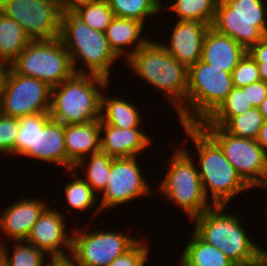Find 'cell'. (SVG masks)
Masks as SVG:
<instances>
[{
    "label": "cell",
    "mask_w": 267,
    "mask_h": 266,
    "mask_svg": "<svg viewBox=\"0 0 267 266\" xmlns=\"http://www.w3.org/2000/svg\"><path fill=\"white\" fill-rule=\"evenodd\" d=\"M251 108L253 106L248 101L247 90L233 87L220 105L198 125L224 127L233 117L242 115Z\"/></svg>",
    "instance_id": "cell-26"
},
{
    "label": "cell",
    "mask_w": 267,
    "mask_h": 266,
    "mask_svg": "<svg viewBox=\"0 0 267 266\" xmlns=\"http://www.w3.org/2000/svg\"><path fill=\"white\" fill-rule=\"evenodd\" d=\"M112 159L110 155L100 150L82 158L74 165L73 169L75 171L84 170L86 178L82 176L83 179L97 194H101L107 187Z\"/></svg>",
    "instance_id": "cell-27"
},
{
    "label": "cell",
    "mask_w": 267,
    "mask_h": 266,
    "mask_svg": "<svg viewBox=\"0 0 267 266\" xmlns=\"http://www.w3.org/2000/svg\"><path fill=\"white\" fill-rule=\"evenodd\" d=\"M254 188H259V189L264 188V190L266 189L267 191V166L265 171L263 172L260 182Z\"/></svg>",
    "instance_id": "cell-42"
},
{
    "label": "cell",
    "mask_w": 267,
    "mask_h": 266,
    "mask_svg": "<svg viewBox=\"0 0 267 266\" xmlns=\"http://www.w3.org/2000/svg\"><path fill=\"white\" fill-rule=\"evenodd\" d=\"M184 246L180 266H236L220 249L203 241L194 231Z\"/></svg>",
    "instance_id": "cell-24"
},
{
    "label": "cell",
    "mask_w": 267,
    "mask_h": 266,
    "mask_svg": "<svg viewBox=\"0 0 267 266\" xmlns=\"http://www.w3.org/2000/svg\"><path fill=\"white\" fill-rule=\"evenodd\" d=\"M67 218L69 217L63 211L48 206L33 225L25 241L50 258H69L73 230L68 232L65 224Z\"/></svg>",
    "instance_id": "cell-16"
},
{
    "label": "cell",
    "mask_w": 267,
    "mask_h": 266,
    "mask_svg": "<svg viewBox=\"0 0 267 266\" xmlns=\"http://www.w3.org/2000/svg\"><path fill=\"white\" fill-rule=\"evenodd\" d=\"M247 53L257 63L260 79L267 83V36L265 35L256 45L251 46Z\"/></svg>",
    "instance_id": "cell-37"
},
{
    "label": "cell",
    "mask_w": 267,
    "mask_h": 266,
    "mask_svg": "<svg viewBox=\"0 0 267 266\" xmlns=\"http://www.w3.org/2000/svg\"><path fill=\"white\" fill-rule=\"evenodd\" d=\"M43 199L21 198L10 204L0 216V231L10 240H26L33 225L49 206Z\"/></svg>",
    "instance_id": "cell-18"
},
{
    "label": "cell",
    "mask_w": 267,
    "mask_h": 266,
    "mask_svg": "<svg viewBox=\"0 0 267 266\" xmlns=\"http://www.w3.org/2000/svg\"><path fill=\"white\" fill-rule=\"evenodd\" d=\"M264 121L258 108L253 107L242 115L233 117L223 128L233 136L256 140Z\"/></svg>",
    "instance_id": "cell-33"
},
{
    "label": "cell",
    "mask_w": 267,
    "mask_h": 266,
    "mask_svg": "<svg viewBox=\"0 0 267 266\" xmlns=\"http://www.w3.org/2000/svg\"><path fill=\"white\" fill-rule=\"evenodd\" d=\"M2 70H3V67L0 66V76H1Z\"/></svg>",
    "instance_id": "cell-46"
},
{
    "label": "cell",
    "mask_w": 267,
    "mask_h": 266,
    "mask_svg": "<svg viewBox=\"0 0 267 266\" xmlns=\"http://www.w3.org/2000/svg\"><path fill=\"white\" fill-rule=\"evenodd\" d=\"M231 73L199 60L188 67L185 124L205 120L232 91Z\"/></svg>",
    "instance_id": "cell-8"
},
{
    "label": "cell",
    "mask_w": 267,
    "mask_h": 266,
    "mask_svg": "<svg viewBox=\"0 0 267 266\" xmlns=\"http://www.w3.org/2000/svg\"><path fill=\"white\" fill-rule=\"evenodd\" d=\"M247 50L235 39L210 27L203 43L201 61L227 73H232Z\"/></svg>",
    "instance_id": "cell-20"
},
{
    "label": "cell",
    "mask_w": 267,
    "mask_h": 266,
    "mask_svg": "<svg viewBox=\"0 0 267 266\" xmlns=\"http://www.w3.org/2000/svg\"><path fill=\"white\" fill-rule=\"evenodd\" d=\"M170 42H159L176 60L187 68L201 60L205 36L211 25L200 21H177Z\"/></svg>",
    "instance_id": "cell-17"
},
{
    "label": "cell",
    "mask_w": 267,
    "mask_h": 266,
    "mask_svg": "<svg viewBox=\"0 0 267 266\" xmlns=\"http://www.w3.org/2000/svg\"><path fill=\"white\" fill-rule=\"evenodd\" d=\"M103 90L101 96L100 124H109L122 129L140 128L143 117L141 110L132 103L117 96L111 97Z\"/></svg>",
    "instance_id": "cell-23"
},
{
    "label": "cell",
    "mask_w": 267,
    "mask_h": 266,
    "mask_svg": "<svg viewBox=\"0 0 267 266\" xmlns=\"http://www.w3.org/2000/svg\"><path fill=\"white\" fill-rule=\"evenodd\" d=\"M59 38L70 54L75 73L90 74L111 81V67L118 57L111 50L103 32L92 29L69 8H63Z\"/></svg>",
    "instance_id": "cell-3"
},
{
    "label": "cell",
    "mask_w": 267,
    "mask_h": 266,
    "mask_svg": "<svg viewBox=\"0 0 267 266\" xmlns=\"http://www.w3.org/2000/svg\"><path fill=\"white\" fill-rule=\"evenodd\" d=\"M64 138L67 151V171L82 158L99 152L100 120L84 124L64 125Z\"/></svg>",
    "instance_id": "cell-22"
},
{
    "label": "cell",
    "mask_w": 267,
    "mask_h": 266,
    "mask_svg": "<svg viewBox=\"0 0 267 266\" xmlns=\"http://www.w3.org/2000/svg\"><path fill=\"white\" fill-rule=\"evenodd\" d=\"M211 27L248 50L267 33V3L264 0H219Z\"/></svg>",
    "instance_id": "cell-9"
},
{
    "label": "cell",
    "mask_w": 267,
    "mask_h": 266,
    "mask_svg": "<svg viewBox=\"0 0 267 266\" xmlns=\"http://www.w3.org/2000/svg\"><path fill=\"white\" fill-rule=\"evenodd\" d=\"M256 141L267 153V121H264Z\"/></svg>",
    "instance_id": "cell-40"
},
{
    "label": "cell",
    "mask_w": 267,
    "mask_h": 266,
    "mask_svg": "<svg viewBox=\"0 0 267 266\" xmlns=\"http://www.w3.org/2000/svg\"><path fill=\"white\" fill-rule=\"evenodd\" d=\"M247 90L248 101L253 107H257L265 100L267 97V83L260 80L243 87Z\"/></svg>",
    "instance_id": "cell-38"
},
{
    "label": "cell",
    "mask_w": 267,
    "mask_h": 266,
    "mask_svg": "<svg viewBox=\"0 0 267 266\" xmlns=\"http://www.w3.org/2000/svg\"><path fill=\"white\" fill-rule=\"evenodd\" d=\"M80 1V0H61V5L64 8H69L73 3Z\"/></svg>",
    "instance_id": "cell-44"
},
{
    "label": "cell",
    "mask_w": 267,
    "mask_h": 266,
    "mask_svg": "<svg viewBox=\"0 0 267 266\" xmlns=\"http://www.w3.org/2000/svg\"><path fill=\"white\" fill-rule=\"evenodd\" d=\"M0 266H6L5 262L0 258Z\"/></svg>",
    "instance_id": "cell-45"
},
{
    "label": "cell",
    "mask_w": 267,
    "mask_h": 266,
    "mask_svg": "<svg viewBox=\"0 0 267 266\" xmlns=\"http://www.w3.org/2000/svg\"><path fill=\"white\" fill-rule=\"evenodd\" d=\"M225 207L213 206L194 217L190 221L194 224L193 231L203 241L220 249L235 265L254 260L266 248L254 243L243 228L239 215L226 213Z\"/></svg>",
    "instance_id": "cell-5"
},
{
    "label": "cell",
    "mask_w": 267,
    "mask_h": 266,
    "mask_svg": "<svg viewBox=\"0 0 267 266\" xmlns=\"http://www.w3.org/2000/svg\"><path fill=\"white\" fill-rule=\"evenodd\" d=\"M149 247L150 245L140 238L128 251L115 258L109 266H145L151 253Z\"/></svg>",
    "instance_id": "cell-36"
},
{
    "label": "cell",
    "mask_w": 267,
    "mask_h": 266,
    "mask_svg": "<svg viewBox=\"0 0 267 266\" xmlns=\"http://www.w3.org/2000/svg\"><path fill=\"white\" fill-rule=\"evenodd\" d=\"M9 67L15 73L37 78L50 87L60 85L75 73L70 54L59 37L31 40Z\"/></svg>",
    "instance_id": "cell-10"
},
{
    "label": "cell",
    "mask_w": 267,
    "mask_h": 266,
    "mask_svg": "<svg viewBox=\"0 0 267 266\" xmlns=\"http://www.w3.org/2000/svg\"><path fill=\"white\" fill-rule=\"evenodd\" d=\"M110 82L90 74L74 73L51 87L49 115L63 125L100 120L101 96Z\"/></svg>",
    "instance_id": "cell-4"
},
{
    "label": "cell",
    "mask_w": 267,
    "mask_h": 266,
    "mask_svg": "<svg viewBox=\"0 0 267 266\" xmlns=\"http://www.w3.org/2000/svg\"><path fill=\"white\" fill-rule=\"evenodd\" d=\"M231 76L233 87L237 88H243L261 80L257 63L248 53L244 55L233 69Z\"/></svg>",
    "instance_id": "cell-34"
},
{
    "label": "cell",
    "mask_w": 267,
    "mask_h": 266,
    "mask_svg": "<svg viewBox=\"0 0 267 266\" xmlns=\"http://www.w3.org/2000/svg\"><path fill=\"white\" fill-rule=\"evenodd\" d=\"M170 6H162L165 10L174 11L179 21H200L212 25L215 18L216 7L219 0H174Z\"/></svg>",
    "instance_id": "cell-30"
},
{
    "label": "cell",
    "mask_w": 267,
    "mask_h": 266,
    "mask_svg": "<svg viewBox=\"0 0 267 266\" xmlns=\"http://www.w3.org/2000/svg\"><path fill=\"white\" fill-rule=\"evenodd\" d=\"M31 39L14 19L0 12V66L7 67L19 56Z\"/></svg>",
    "instance_id": "cell-25"
},
{
    "label": "cell",
    "mask_w": 267,
    "mask_h": 266,
    "mask_svg": "<svg viewBox=\"0 0 267 266\" xmlns=\"http://www.w3.org/2000/svg\"><path fill=\"white\" fill-rule=\"evenodd\" d=\"M69 9L89 27L103 33L115 17L108 0H80Z\"/></svg>",
    "instance_id": "cell-29"
},
{
    "label": "cell",
    "mask_w": 267,
    "mask_h": 266,
    "mask_svg": "<svg viewBox=\"0 0 267 266\" xmlns=\"http://www.w3.org/2000/svg\"><path fill=\"white\" fill-rule=\"evenodd\" d=\"M142 128L122 129L109 124H100L101 151L112 158L137 157L143 151L153 147L151 136Z\"/></svg>",
    "instance_id": "cell-19"
},
{
    "label": "cell",
    "mask_w": 267,
    "mask_h": 266,
    "mask_svg": "<svg viewBox=\"0 0 267 266\" xmlns=\"http://www.w3.org/2000/svg\"><path fill=\"white\" fill-rule=\"evenodd\" d=\"M115 17L137 20L145 25L148 17L161 13V0H108Z\"/></svg>",
    "instance_id": "cell-31"
},
{
    "label": "cell",
    "mask_w": 267,
    "mask_h": 266,
    "mask_svg": "<svg viewBox=\"0 0 267 266\" xmlns=\"http://www.w3.org/2000/svg\"><path fill=\"white\" fill-rule=\"evenodd\" d=\"M50 260V261H49ZM43 266H70V258H49Z\"/></svg>",
    "instance_id": "cell-41"
},
{
    "label": "cell",
    "mask_w": 267,
    "mask_h": 266,
    "mask_svg": "<svg viewBox=\"0 0 267 266\" xmlns=\"http://www.w3.org/2000/svg\"><path fill=\"white\" fill-rule=\"evenodd\" d=\"M69 173L70 177H73V180L67 182L64 186L63 192L65 194V201L67 202V207L65 205L63 209L64 211L66 210L65 213H71V211L73 212L75 210L77 212H86L89 208L100 205L97 204L99 194H96L81 176H78V172L74 169H69Z\"/></svg>",
    "instance_id": "cell-28"
},
{
    "label": "cell",
    "mask_w": 267,
    "mask_h": 266,
    "mask_svg": "<svg viewBox=\"0 0 267 266\" xmlns=\"http://www.w3.org/2000/svg\"><path fill=\"white\" fill-rule=\"evenodd\" d=\"M63 8L55 0H0V12L19 23L31 40L60 37Z\"/></svg>",
    "instance_id": "cell-13"
},
{
    "label": "cell",
    "mask_w": 267,
    "mask_h": 266,
    "mask_svg": "<svg viewBox=\"0 0 267 266\" xmlns=\"http://www.w3.org/2000/svg\"><path fill=\"white\" fill-rule=\"evenodd\" d=\"M20 129L15 142V155L54 163L67 171L64 125L51 119L49 113L19 118Z\"/></svg>",
    "instance_id": "cell-7"
},
{
    "label": "cell",
    "mask_w": 267,
    "mask_h": 266,
    "mask_svg": "<svg viewBox=\"0 0 267 266\" xmlns=\"http://www.w3.org/2000/svg\"><path fill=\"white\" fill-rule=\"evenodd\" d=\"M19 129V118L0 114V154L15 157V142Z\"/></svg>",
    "instance_id": "cell-35"
},
{
    "label": "cell",
    "mask_w": 267,
    "mask_h": 266,
    "mask_svg": "<svg viewBox=\"0 0 267 266\" xmlns=\"http://www.w3.org/2000/svg\"><path fill=\"white\" fill-rule=\"evenodd\" d=\"M145 26L134 19L120 17L112 19L104 34L111 50L119 59H123L125 55L124 58L127 61L129 57L150 40L148 37H144V34L142 35Z\"/></svg>",
    "instance_id": "cell-21"
},
{
    "label": "cell",
    "mask_w": 267,
    "mask_h": 266,
    "mask_svg": "<svg viewBox=\"0 0 267 266\" xmlns=\"http://www.w3.org/2000/svg\"><path fill=\"white\" fill-rule=\"evenodd\" d=\"M223 150L243 181L253 189L267 166V153L255 139L233 136L220 126H200Z\"/></svg>",
    "instance_id": "cell-14"
},
{
    "label": "cell",
    "mask_w": 267,
    "mask_h": 266,
    "mask_svg": "<svg viewBox=\"0 0 267 266\" xmlns=\"http://www.w3.org/2000/svg\"><path fill=\"white\" fill-rule=\"evenodd\" d=\"M236 266H267V251L262 252L257 258L252 261Z\"/></svg>",
    "instance_id": "cell-39"
},
{
    "label": "cell",
    "mask_w": 267,
    "mask_h": 266,
    "mask_svg": "<svg viewBox=\"0 0 267 266\" xmlns=\"http://www.w3.org/2000/svg\"><path fill=\"white\" fill-rule=\"evenodd\" d=\"M181 127L187 135L185 141L189 138L195 144L202 187L207 199L211 197L213 206L227 208L236 194L239 196V193L251 189L225 158L220 146L198 124H181Z\"/></svg>",
    "instance_id": "cell-1"
},
{
    "label": "cell",
    "mask_w": 267,
    "mask_h": 266,
    "mask_svg": "<svg viewBox=\"0 0 267 266\" xmlns=\"http://www.w3.org/2000/svg\"><path fill=\"white\" fill-rule=\"evenodd\" d=\"M13 243L15 245L11 255H8V246L2 242L0 244V258L5 262L6 266H43L47 262L46 259H49V256L44 252L25 240L13 241Z\"/></svg>",
    "instance_id": "cell-32"
},
{
    "label": "cell",
    "mask_w": 267,
    "mask_h": 266,
    "mask_svg": "<svg viewBox=\"0 0 267 266\" xmlns=\"http://www.w3.org/2000/svg\"><path fill=\"white\" fill-rule=\"evenodd\" d=\"M178 147L168 162L166 175L157 187L164 198L175 203L192 220L213 205L205 196L197 164L190 150L184 146Z\"/></svg>",
    "instance_id": "cell-6"
},
{
    "label": "cell",
    "mask_w": 267,
    "mask_h": 266,
    "mask_svg": "<svg viewBox=\"0 0 267 266\" xmlns=\"http://www.w3.org/2000/svg\"><path fill=\"white\" fill-rule=\"evenodd\" d=\"M136 158L135 156L112 159L107 187L101 193L100 205L97 209L95 208V213L92 216L106 210H116L117 206L131 203L132 200L140 197L151 196V193H154L142 173L140 161L138 164Z\"/></svg>",
    "instance_id": "cell-15"
},
{
    "label": "cell",
    "mask_w": 267,
    "mask_h": 266,
    "mask_svg": "<svg viewBox=\"0 0 267 266\" xmlns=\"http://www.w3.org/2000/svg\"><path fill=\"white\" fill-rule=\"evenodd\" d=\"M135 75L158 89L185 124L188 68L176 60L159 42L150 40L126 61Z\"/></svg>",
    "instance_id": "cell-2"
},
{
    "label": "cell",
    "mask_w": 267,
    "mask_h": 266,
    "mask_svg": "<svg viewBox=\"0 0 267 266\" xmlns=\"http://www.w3.org/2000/svg\"><path fill=\"white\" fill-rule=\"evenodd\" d=\"M258 110L262 114L265 121H267V97L265 100L258 106Z\"/></svg>",
    "instance_id": "cell-43"
},
{
    "label": "cell",
    "mask_w": 267,
    "mask_h": 266,
    "mask_svg": "<svg viewBox=\"0 0 267 266\" xmlns=\"http://www.w3.org/2000/svg\"><path fill=\"white\" fill-rule=\"evenodd\" d=\"M51 87L37 79L3 67L0 76V109L8 117L49 113Z\"/></svg>",
    "instance_id": "cell-11"
},
{
    "label": "cell",
    "mask_w": 267,
    "mask_h": 266,
    "mask_svg": "<svg viewBox=\"0 0 267 266\" xmlns=\"http://www.w3.org/2000/svg\"><path fill=\"white\" fill-rule=\"evenodd\" d=\"M90 226L89 230L78 226L76 230L73 228L69 257L73 266H109L115 258L128 251L139 240L124 231H100Z\"/></svg>",
    "instance_id": "cell-12"
}]
</instances>
